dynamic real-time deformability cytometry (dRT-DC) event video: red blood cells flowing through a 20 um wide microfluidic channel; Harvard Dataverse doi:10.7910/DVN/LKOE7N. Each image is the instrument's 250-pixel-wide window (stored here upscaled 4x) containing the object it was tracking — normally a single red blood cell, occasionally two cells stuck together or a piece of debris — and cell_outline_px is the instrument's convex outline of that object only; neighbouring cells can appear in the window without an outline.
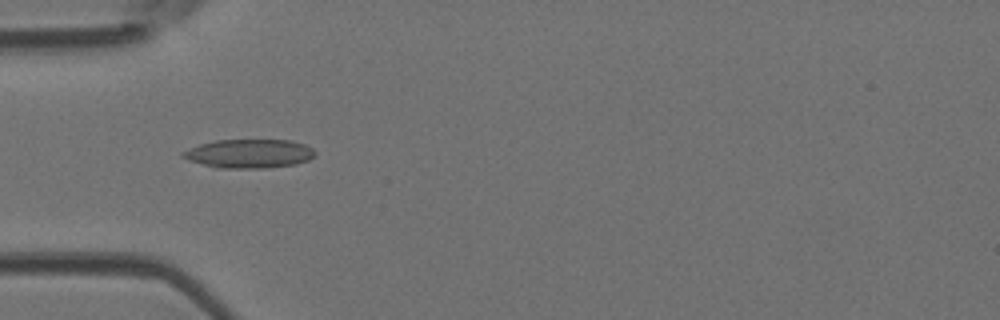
{"species": "Egyptian fruit bat (a non-hibernating species)", "species_latin": "Rousettus aegyptiacus", "temperature_condition": "room temperature", "stored_images_in_passage": 6, "camera_frame_rate_fps": 3000, "um_per_image_px": 0.085, "animal": {"sex": "female"}, "frame": {"image": 1, "passage_image": 4, "time_ms": 1.0, "image_size_px": [1000, 320], "cell_outline_px": [[316, 156], [308, 160], [296, 164], [264, 168], [212, 168], [188, 160], [180, 156], [180, 152], [200, 144], [216, 140], [292, 140], [304, 144], [312, 148], [316, 152]], "centroid_in_image_um": [21.16, 13.06], "position_along_channel_um": 63.8, "area_um2": 22.48}}
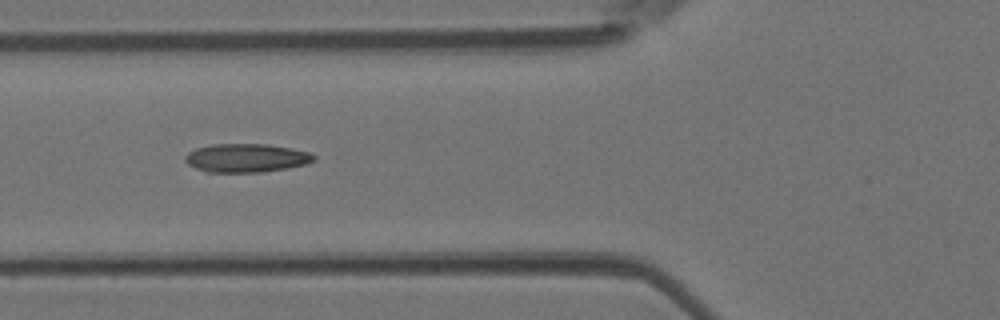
{"frame": {"image": 2, "passage_image": 5, "time_ms": 1.333, "image_size_px": [1000, 320], "cell_outline_px": [[316, 160], [304, 164], [288, 168], [260, 172], [208, 172], [196, 168], [188, 164], [184, 160], [184, 156], [188, 152], [196, 148], [212, 144], [268, 144], [308, 152], [316, 156]], "centroid_in_image_um": [20.9, 13.42], "position_along_channel_um": 104.9, "area_um2": 21.33}}
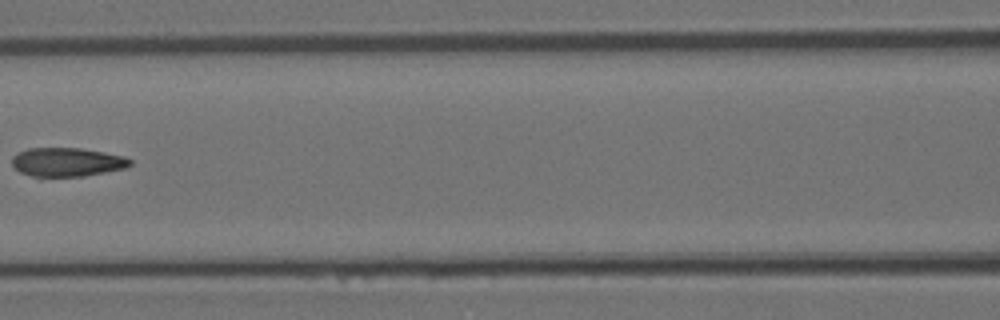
{"frame": {"image": 3, "passage_image": 6, "time_ms": 1.667, "image_size_px": [1000, 320], "cell_outline_px": [[132, 164], [124, 168], [84, 176], [32, 176], [20, 172], [12, 164], [12, 156], [28, 148], [80, 148], [104, 152], [124, 156], [132, 160]], "centroid_in_image_um": [5.71, 13.77], "position_along_channel_um": 160.9, "area_um2": 19.65}}